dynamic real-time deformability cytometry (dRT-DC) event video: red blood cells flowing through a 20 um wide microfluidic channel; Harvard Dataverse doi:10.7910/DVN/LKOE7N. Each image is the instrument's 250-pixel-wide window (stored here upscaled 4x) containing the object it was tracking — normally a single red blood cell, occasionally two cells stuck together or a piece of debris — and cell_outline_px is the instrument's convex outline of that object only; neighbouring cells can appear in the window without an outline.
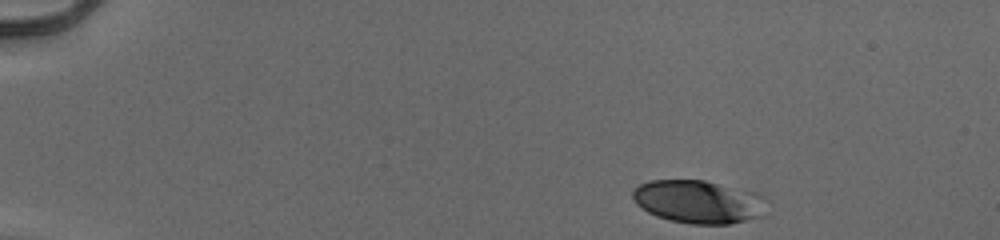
{"species": "human", "species_latin": "Homo sapiens", "temperature_condition": "cold", "stored_images_in_passage": 46, "camera_frame_rate_fps": 3000, "um_per_image_px": 0.085, "donor": {"sex": "male"}, "frame": {"image": 1, "passage_image": 1, "time_ms": 0.0, "image_size_px": [1000, 240], "cell_outline_px": [[764, 216], [728, 224], [692, 224], [672, 220], [656, 216], [648, 212], [636, 204], [632, 196], [632, 192], [640, 184], [648, 180], [704, 180], [756, 192], [764, 196]], "centroid_in_image_um": [59.37, 17.14], "position_along_channel_um": 25.6, "area_um2": 33.64}}
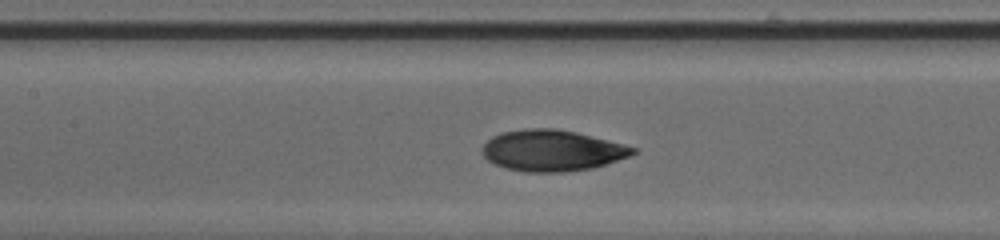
{"frame": {"image": 2, "passage_image": 20, "time_ms": 6.333, "image_size_px": [1000, 240], "cell_outline_px": [[636, 152], [628, 156], [592, 168], [564, 172], [524, 172], [504, 168], [488, 160], [484, 156], [484, 144], [492, 136], [500, 132], [524, 128], [556, 128], [576, 132], [636, 148]], "centroid_in_image_um": [46.88, 12.79], "position_along_channel_um": 160.5, "area_um2": 35.78}}
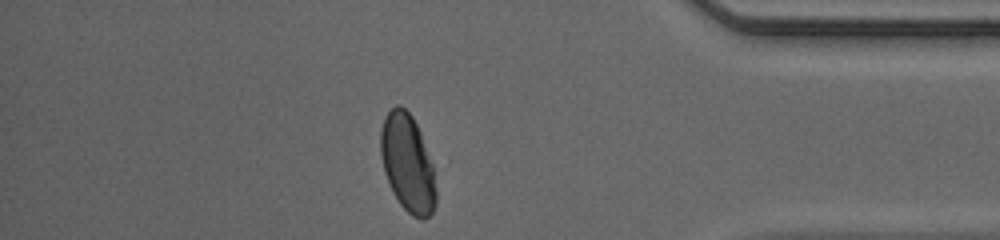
{"frame": {"image": 3, "passage_image": 40, "time_ms": 13.0, "image_size_px": [1000, 240], "cell_outline_px": [[436, 204], [432, 212], [428, 216], [412, 216], [400, 204], [384, 172], [380, 156], [380, 128], [388, 112], [396, 104], [400, 104], [412, 116], [420, 132], [432, 164], [436, 192]], "centroid_in_image_um": [34.63, 13.83], "position_along_channel_um": 400.6, "area_um2": 30.98}, "authors_computed_cell_mechanics": {"area_um2": 34.7378, "velocity_mm_per_s": 3.9505, "shape_relaxation_time_tau1_ms": 5.6903, "shape_relaxation_time_tau2_ms": 1.3079, "deformation_change_tau1": 0.197, "deformation_change_tau2": 0.0623}}